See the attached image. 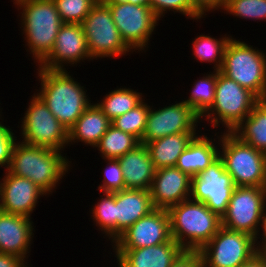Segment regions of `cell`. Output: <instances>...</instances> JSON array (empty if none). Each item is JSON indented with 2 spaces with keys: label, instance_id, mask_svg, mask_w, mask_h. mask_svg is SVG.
<instances>
[{
  "label": "cell",
  "instance_id": "6da1fadb",
  "mask_svg": "<svg viewBox=\"0 0 266 267\" xmlns=\"http://www.w3.org/2000/svg\"><path fill=\"white\" fill-rule=\"evenodd\" d=\"M41 82L37 95L49 111L69 131L82 113L92 104L86 87L75 81L67 70H49L37 67Z\"/></svg>",
  "mask_w": 266,
  "mask_h": 267
},
{
  "label": "cell",
  "instance_id": "7a4b0ae2",
  "mask_svg": "<svg viewBox=\"0 0 266 267\" xmlns=\"http://www.w3.org/2000/svg\"><path fill=\"white\" fill-rule=\"evenodd\" d=\"M66 155L62 151L17 141L7 171L31 180L49 196L72 166Z\"/></svg>",
  "mask_w": 266,
  "mask_h": 267
},
{
  "label": "cell",
  "instance_id": "3957f363",
  "mask_svg": "<svg viewBox=\"0 0 266 267\" xmlns=\"http://www.w3.org/2000/svg\"><path fill=\"white\" fill-rule=\"evenodd\" d=\"M170 230L184 250L200 251L222 227V218L191 198L167 209Z\"/></svg>",
  "mask_w": 266,
  "mask_h": 267
},
{
  "label": "cell",
  "instance_id": "277c9868",
  "mask_svg": "<svg viewBox=\"0 0 266 267\" xmlns=\"http://www.w3.org/2000/svg\"><path fill=\"white\" fill-rule=\"evenodd\" d=\"M26 51L39 66L51 53L63 22L53 0H26L16 5Z\"/></svg>",
  "mask_w": 266,
  "mask_h": 267
},
{
  "label": "cell",
  "instance_id": "5b68a950",
  "mask_svg": "<svg viewBox=\"0 0 266 267\" xmlns=\"http://www.w3.org/2000/svg\"><path fill=\"white\" fill-rule=\"evenodd\" d=\"M220 72L260 100H266V53L263 50L232 37L226 46Z\"/></svg>",
  "mask_w": 266,
  "mask_h": 267
},
{
  "label": "cell",
  "instance_id": "8992f818",
  "mask_svg": "<svg viewBox=\"0 0 266 267\" xmlns=\"http://www.w3.org/2000/svg\"><path fill=\"white\" fill-rule=\"evenodd\" d=\"M259 101L260 99L249 89L217 71L215 100L201 117V122L206 119L213 128L220 127L221 124L225 127L224 132H233Z\"/></svg>",
  "mask_w": 266,
  "mask_h": 267
},
{
  "label": "cell",
  "instance_id": "52a82bcc",
  "mask_svg": "<svg viewBox=\"0 0 266 267\" xmlns=\"http://www.w3.org/2000/svg\"><path fill=\"white\" fill-rule=\"evenodd\" d=\"M219 157L235 186L266 187V153L242 142L232 132H221Z\"/></svg>",
  "mask_w": 266,
  "mask_h": 267
},
{
  "label": "cell",
  "instance_id": "ba28073f",
  "mask_svg": "<svg viewBox=\"0 0 266 267\" xmlns=\"http://www.w3.org/2000/svg\"><path fill=\"white\" fill-rule=\"evenodd\" d=\"M29 102L20 122L21 142L64 151L68 146V130L53 116L35 92Z\"/></svg>",
  "mask_w": 266,
  "mask_h": 267
},
{
  "label": "cell",
  "instance_id": "9c48e42d",
  "mask_svg": "<svg viewBox=\"0 0 266 267\" xmlns=\"http://www.w3.org/2000/svg\"><path fill=\"white\" fill-rule=\"evenodd\" d=\"M92 59L117 58L133 51L122 40L109 7L100 0L81 23Z\"/></svg>",
  "mask_w": 266,
  "mask_h": 267
},
{
  "label": "cell",
  "instance_id": "30bf717a",
  "mask_svg": "<svg viewBox=\"0 0 266 267\" xmlns=\"http://www.w3.org/2000/svg\"><path fill=\"white\" fill-rule=\"evenodd\" d=\"M265 209L266 187L236 186L227 211L222 216V226L246 233L258 240Z\"/></svg>",
  "mask_w": 266,
  "mask_h": 267
},
{
  "label": "cell",
  "instance_id": "8fae6325",
  "mask_svg": "<svg viewBox=\"0 0 266 267\" xmlns=\"http://www.w3.org/2000/svg\"><path fill=\"white\" fill-rule=\"evenodd\" d=\"M125 44L134 52H146L159 19L149 4L105 3ZM155 29V31H154ZM146 49V51H145ZM143 50V51H142Z\"/></svg>",
  "mask_w": 266,
  "mask_h": 267
},
{
  "label": "cell",
  "instance_id": "7c38bea8",
  "mask_svg": "<svg viewBox=\"0 0 266 267\" xmlns=\"http://www.w3.org/2000/svg\"><path fill=\"white\" fill-rule=\"evenodd\" d=\"M199 252L202 267H239L259 251L253 236L222 226Z\"/></svg>",
  "mask_w": 266,
  "mask_h": 267
},
{
  "label": "cell",
  "instance_id": "4fadbf2b",
  "mask_svg": "<svg viewBox=\"0 0 266 267\" xmlns=\"http://www.w3.org/2000/svg\"><path fill=\"white\" fill-rule=\"evenodd\" d=\"M235 187L232 177L225 171L223 160L218 157L205 170L191 178L190 198L205 203L222 218Z\"/></svg>",
  "mask_w": 266,
  "mask_h": 267
},
{
  "label": "cell",
  "instance_id": "5bb4252c",
  "mask_svg": "<svg viewBox=\"0 0 266 267\" xmlns=\"http://www.w3.org/2000/svg\"><path fill=\"white\" fill-rule=\"evenodd\" d=\"M150 105L141 144L177 133H198L201 117L185 102H177L156 110ZM199 123V124H198Z\"/></svg>",
  "mask_w": 266,
  "mask_h": 267
},
{
  "label": "cell",
  "instance_id": "9a60e30c",
  "mask_svg": "<svg viewBox=\"0 0 266 267\" xmlns=\"http://www.w3.org/2000/svg\"><path fill=\"white\" fill-rule=\"evenodd\" d=\"M172 239L167 209L155 208L120 234L113 249H138L169 242Z\"/></svg>",
  "mask_w": 266,
  "mask_h": 267
},
{
  "label": "cell",
  "instance_id": "2e32d148",
  "mask_svg": "<svg viewBox=\"0 0 266 267\" xmlns=\"http://www.w3.org/2000/svg\"><path fill=\"white\" fill-rule=\"evenodd\" d=\"M84 60L93 59L89 54L82 25L63 23L51 53L39 67L49 70H66L65 66H75Z\"/></svg>",
  "mask_w": 266,
  "mask_h": 267
},
{
  "label": "cell",
  "instance_id": "e0dca14e",
  "mask_svg": "<svg viewBox=\"0 0 266 267\" xmlns=\"http://www.w3.org/2000/svg\"><path fill=\"white\" fill-rule=\"evenodd\" d=\"M4 172L2 180L0 177V211L31 218L38 200L47 194L31 180Z\"/></svg>",
  "mask_w": 266,
  "mask_h": 267
},
{
  "label": "cell",
  "instance_id": "ac0fdd59",
  "mask_svg": "<svg viewBox=\"0 0 266 267\" xmlns=\"http://www.w3.org/2000/svg\"><path fill=\"white\" fill-rule=\"evenodd\" d=\"M191 178L176 166L156 169L150 188L154 208L168 209L189 199Z\"/></svg>",
  "mask_w": 266,
  "mask_h": 267
},
{
  "label": "cell",
  "instance_id": "d6986e66",
  "mask_svg": "<svg viewBox=\"0 0 266 267\" xmlns=\"http://www.w3.org/2000/svg\"><path fill=\"white\" fill-rule=\"evenodd\" d=\"M26 216L0 211V253L21 258L26 264L34 237V223ZM28 254V255H27Z\"/></svg>",
  "mask_w": 266,
  "mask_h": 267
},
{
  "label": "cell",
  "instance_id": "ffe728a7",
  "mask_svg": "<svg viewBox=\"0 0 266 267\" xmlns=\"http://www.w3.org/2000/svg\"><path fill=\"white\" fill-rule=\"evenodd\" d=\"M183 251L174 239L138 249H113L118 267H170Z\"/></svg>",
  "mask_w": 266,
  "mask_h": 267
},
{
  "label": "cell",
  "instance_id": "44dd1931",
  "mask_svg": "<svg viewBox=\"0 0 266 267\" xmlns=\"http://www.w3.org/2000/svg\"><path fill=\"white\" fill-rule=\"evenodd\" d=\"M154 209L150 190L124 189L115 192V239Z\"/></svg>",
  "mask_w": 266,
  "mask_h": 267
},
{
  "label": "cell",
  "instance_id": "7402d4cb",
  "mask_svg": "<svg viewBox=\"0 0 266 267\" xmlns=\"http://www.w3.org/2000/svg\"><path fill=\"white\" fill-rule=\"evenodd\" d=\"M123 172L125 189L150 190L155 168L146 145L140 144L118 158Z\"/></svg>",
  "mask_w": 266,
  "mask_h": 267
},
{
  "label": "cell",
  "instance_id": "603a6c76",
  "mask_svg": "<svg viewBox=\"0 0 266 267\" xmlns=\"http://www.w3.org/2000/svg\"><path fill=\"white\" fill-rule=\"evenodd\" d=\"M216 137L218 142L216 138L212 139L205 134L197 135L179 156L176 167L190 177L205 170L219 157L220 136Z\"/></svg>",
  "mask_w": 266,
  "mask_h": 267
},
{
  "label": "cell",
  "instance_id": "cb8c5ba5",
  "mask_svg": "<svg viewBox=\"0 0 266 267\" xmlns=\"http://www.w3.org/2000/svg\"><path fill=\"white\" fill-rule=\"evenodd\" d=\"M111 122L96 103H92L68 131V146L82 142L95 148L112 124Z\"/></svg>",
  "mask_w": 266,
  "mask_h": 267
},
{
  "label": "cell",
  "instance_id": "d4e9b609",
  "mask_svg": "<svg viewBox=\"0 0 266 267\" xmlns=\"http://www.w3.org/2000/svg\"><path fill=\"white\" fill-rule=\"evenodd\" d=\"M198 133H177L153 140L146 144L154 168L176 166L179 156Z\"/></svg>",
  "mask_w": 266,
  "mask_h": 267
},
{
  "label": "cell",
  "instance_id": "484cf974",
  "mask_svg": "<svg viewBox=\"0 0 266 267\" xmlns=\"http://www.w3.org/2000/svg\"><path fill=\"white\" fill-rule=\"evenodd\" d=\"M232 133L242 142L266 153V100H260Z\"/></svg>",
  "mask_w": 266,
  "mask_h": 267
},
{
  "label": "cell",
  "instance_id": "4316f807",
  "mask_svg": "<svg viewBox=\"0 0 266 267\" xmlns=\"http://www.w3.org/2000/svg\"><path fill=\"white\" fill-rule=\"evenodd\" d=\"M144 95L132 88L120 87L106 94L96 105L102 110L103 114L111 121L128 111L134 109L143 100Z\"/></svg>",
  "mask_w": 266,
  "mask_h": 267
},
{
  "label": "cell",
  "instance_id": "83f0119b",
  "mask_svg": "<svg viewBox=\"0 0 266 267\" xmlns=\"http://www.w3.org/2000/svg\"><path fill=\"white\" fill-rule=\"evenodd\" d=\"M140 144L135 136L125 133L111 124L95 149L97 148L102 159H118Z\"/></svg>",
  "mask_w": 266,
  "mask_h": 267
},
{
  "label": "cell",
  "instance_id": "f1b7e54d",
  "mask_svg": "<svg viewBox=\"0 0 266 267\" xmlns=\"http://www.w3.org/2000/svg\"><path fill=\"white\" fill-rule=\"evenodd\" d=\"M221 38L216 39L211 35H198L192 41V56L197 61L208 62L209 64H214L213 69L220 71L223 65L224 52L228 42L231 40L232 36L221 35Z\"/></svg>",
  "mask_w": 266,
  "mask_h": 267
},
{
  "label": "cell",
  "instance_id": "f546056e",
  "mask_svg": "<svg viewBox=\"0 0 266 267\" xmlns=\"http://www.w3.org/2000/svg\"><path fill=\"white\" fill-rule=\"evenodd\" d=\"M216 83L217 70L204 74L202 78L194 82L193 88L190 90V97L188 96L183 102L192 107L202 117L214 103Z\"/></svg>",
  "mask_w": 266,
  "mask_h": 267
},
{
  "label": "cell",
  "instance_id": "4dcf8cb0",
  "mask_svg": "<svg viewBox=\"0 0 266 267\" xmlns=\"http://www.w3.org/2000/svg\"><path fill=\"white\" fill-rule=\"evenodd\" d=\"M90 215L98 230L102 235L110 240L115 241V193H103L98 202L91 208Z\"/></svg>",
  "mask_w": 266,
  "mask_h": 267
},
{
  "label": "cell",
  "instance_id": "1f68e13d",
  "mask_svg": "<svg viewBox=\"0 0 266 267\" xmlns=\"http://www.w3.org/2000/svg\"><path fill=\"white\" fill-rule=\"evenodd\" d=\"M150 105L145 99L134 109L116 117L111 123L121 131L135 136L139 141L142 140L146 128L147 116Z\"/></svg>",
  "mask_w": 266,
  "mask_h": 267
},
{
  "label": "cell",
  "instance_id": "d6a6232c",
  "mask_svg": "<svg viewBox=\"0 0 266 267\" xmlns=\"http://www.w3.org/2000/svg\"><path fill=\"white\" fill-rule=\"evenodd\" d=\"M224 13L241 19L266 21V0H225Z\"/></svg>",
  "mask_w": 266,
  "mask_h": 267
},
{
  "label": "cell",
  "instance_id": "836d02e7",
  "mask_svg": "<svg viewBox=\"0 0 266 267\" xmlns=\"http://www.w3.org/2000/svg\"><path fill=\"white\" fill-rule=\"evenodd\" d=\"M63 23L81 24L99 0H53Z\"/></svg>",
  "mask_w": 266,
  "mask_h": 267
},
{
  "label": "cell",
  "instance_id": "e575fe53",
  "mask_svg": "<svg viewBox=\"0 0 266 267\" xmlns=\"http://www.w3.org/2000/svg\"><path fill=\"white\" fill-rule=\"evenodd\" d=\"M148 4L159 19L163 18L167 11L182 14L193 21L202 19L193 9L191 0H148Z\"/></svg>",
  "mask_w": 266,
  "mask_h": 267
},
{
  "label": "cell",
  "instance_id": "d590c367",
  "mask_svg": "<svg viewBox=\"0 0 266 267\" xmlns=\"http://www.w3.org/2000/svg\"><path fill=\"white\" fill-rule=\"evenodd\" d=\"M106 161V168L104 172V179L98 185V190L102 193H115L125 189V182L123 179V172L118 159H103Z\"/></svg>",
  "mask_w": 266,
  "mask_h": 267
},
{
  "label": "cell",
  "instance_id": "8d00e7d4",
  "mask_svg": "<svg viewBox=\"0 0 266 267\" xmlns=\"http://www.w3.org/2000/svg\"><path fill=\"white\" fill-rule=\"evenodd\" d=\"M0 119L2 120L1 116ZM16 138L10 126L7 127V125H4L3 120L0 121V167H4V170L9 167L12 150L17 142Z\"/></svg>",
  "mask_w": 266,
  "mask_h": 267
},
{
  "label": "cell",
  "instance_id": "74e56055",
  "mask_svg": "<svg viewBox=\"0 0 266 267\" xmlns=\"http://www.w3.org/2000/svg\"><path fill=\"white\" fill-rule=\"evenodd\" d=\"M170 267H202V257L199 251L184 250Z\"/></svg>",
  "mask_w": 266,
  "mask_h": 267
},
{
  "label": "cell",
  "instance_id": "f35d334b",
  "mask_svg": "<svg viewBox=\"0 0 266 267\" xmlns=\"http://www.w3.org/2000/svg\"><path fill=\"white\" fill-rule=\"evenodd\" d=\"M193 9L204 18L209 12L223 10L225 0H191ZM207 13V14H206Z\"/></svg>",
  "mask_w": 266,
  "mask_h": 267
},
{
  "label": "cell",
  "instance_id": "ab89813d",
  "mask_svg": "<svg viewBox=\"0 0 266 267\" xmlns=\"http://www.w3.org/2000/svg\"><path fill=\"white\" fill-rule=\"evenodd\" d=\"M27 264L13 255L0 253V267H26Z\"/></svg>",
  "mask_w": 266,
  "mask_h": 267
},
{
  "label": "cell",
  "instance_id": "60d3db41",
  "mask_svg": "<svg viewBox=\"0 0 266 267\" xmlns=\"http://www.w3.org/2000/svg\"><path fill=\"white\" fill-rule=\"evenodd\" d=\"M239 267H266V257L259 251L249 261Z\"/></svg>",
  "mask_w": 266,
  "mask_h": 267
},
{
  "label": "cell",
  "instance_id": "b9f144b4",
  "mask_svg": "<svg viewBox=\"0 0 266 267\" xmlns=\"http://www.w3.org/2000/svg\"><path fill=\"white\" fill-rule=\"evenodd\" d=\"M258 239H261L260 241L257 240L258 251L261 252L263 249L266 248V209H265V213H264V217H263L262 229H261V232H260Z\"/></svg>",
  "mask_w": 266,
  "mask_h": 267
},
{
  "label": "cell",
  "instance_id": "7bdbcfd3",
  "mask_svg": "<svg viewBox=\"0 0 266 267\" xmlns=\"http://www.w3.org/2000/svg\"><path fill=\"white\" fill-rule=\"evenodd\" d=\"M103 3H117V2H128L131 4L137 5H146L148 4V0H100Z\"/></svg>",
  "mask_w": 266,
  "mask_h": 267
},
{
  "label": "cell",
  "instance_id": "ee69618b",
  "mask_svg": "<svg viewBox=\"0 0 266 267\" xmlns=\"http://www.w3.org/2000/svg\"><path fill=\"white\" fill-rule=\"evenodd\" d=\"M23 1H26V0H13V4H15V5H17V4H19L20 2H23Z\"/></svg>",
  "mask_w": 266,
  "mask_h": 267
},
{
  "label": "cell",
  "instance_id": "f6af8a7d",
  "mask_svg": "<svg viewBox=\"0 0 266 267\" xmlns=\"http://www.w3.org/2000/svg\"><path fill=\"white\" fill-rule=\"evenodd\" d=\"M263 255L266 257V248L261 251Z\"/></svg>",
  "mask_w": 266,
  "mask_h": 267
}]
</instances>
